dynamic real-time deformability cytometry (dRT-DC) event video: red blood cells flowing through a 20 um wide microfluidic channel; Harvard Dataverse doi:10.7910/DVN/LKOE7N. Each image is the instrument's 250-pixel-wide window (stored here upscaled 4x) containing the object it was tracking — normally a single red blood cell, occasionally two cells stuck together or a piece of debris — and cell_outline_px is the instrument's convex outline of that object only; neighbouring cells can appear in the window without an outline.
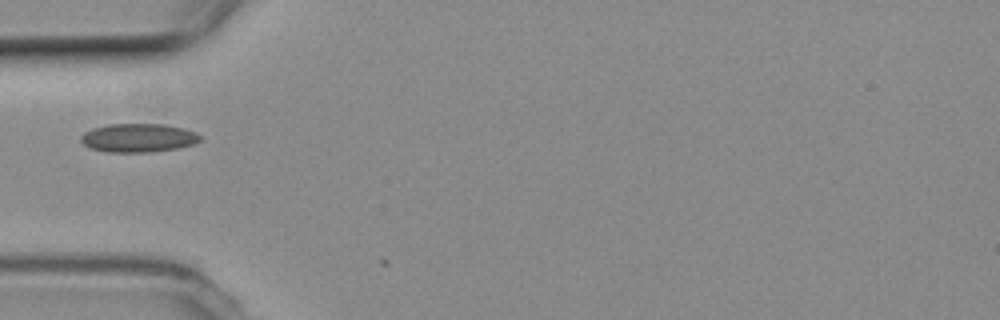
{"species": "common noctule bat (a hibernating species)", "species_latin": "Nyctalus noctula", "temperature_condition": "room temperature", "stored_images_in_passage": 2, "camera_frame_rate_fps": 3000, "um_per_image_px": 0.085, "animal": {"sex": "female", "body_mass_g": 19.3, "forearm_length_mm": 54.1}, "frame": {"image": 1, "passage_image": 1, "time_ms": 0.0, "image_size_px": [1000, 320], "cell_outline_px": [[204, 136], [200, 140], [192, 144], [176, 148], [152, 152], [108, 152], [92, 148], [84, 144], [80, 140], [80, 136], [84, 132], [92, 128], [108, 124], [164, 124], [184, 128], [196, 132]], "centroid_in_image_um": [11.77, 11.71], "position_along_channel_um": 73.2, "area_um2": 19.94}}